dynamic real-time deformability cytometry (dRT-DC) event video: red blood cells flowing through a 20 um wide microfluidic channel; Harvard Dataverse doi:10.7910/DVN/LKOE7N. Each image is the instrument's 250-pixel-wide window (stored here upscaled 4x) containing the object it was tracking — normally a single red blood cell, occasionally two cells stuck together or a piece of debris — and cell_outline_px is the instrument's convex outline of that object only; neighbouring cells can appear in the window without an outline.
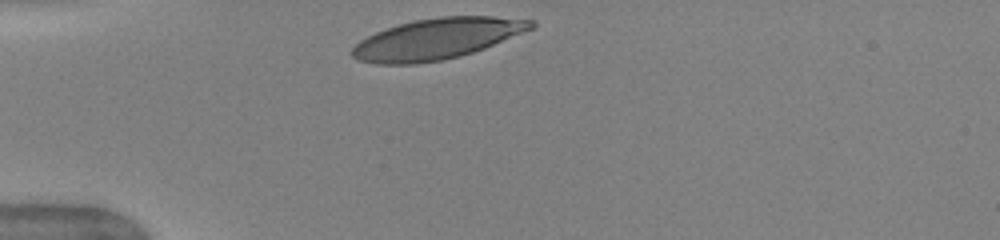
{"species": "human", "species_latin": "Homo sapiens", "temperature_condition": "warm", "stored_images_in_passage": 30, "camera_frame_rate_fps": 3000, "um_per_image_px": 0.085, "donor": {"sex": "female"}, "frame": {"image": 1, "passage_image": 1, "time_ms": 0.0, "image_size_px": [1000, 240], "cell_outline_px": [[536, 24], [532, 28], [484, 48], [460, 56], [440, 60], [416, 64], [376, 64], [360, 60], [352, 56], [352, 48], [360, 40], [376, 32], [412, 20], [440, 16], [492, 16], [532, 20]], "centroid_in_image_um": [37.12, 3.29], "position_along_channel_um": 47.9, "area_um2": 42.14}, "authors_computed_cell_mechanics": {"area_um2": 44.3326, "velocity_mm_per_s": 3.928, "shape_relaxation_time_tau1_ms": 2.5561, "shape_relaxation_time_tau2_ms": null, "deformation_change_tau1": 0.1535, "deformation_change_tau2": null}}